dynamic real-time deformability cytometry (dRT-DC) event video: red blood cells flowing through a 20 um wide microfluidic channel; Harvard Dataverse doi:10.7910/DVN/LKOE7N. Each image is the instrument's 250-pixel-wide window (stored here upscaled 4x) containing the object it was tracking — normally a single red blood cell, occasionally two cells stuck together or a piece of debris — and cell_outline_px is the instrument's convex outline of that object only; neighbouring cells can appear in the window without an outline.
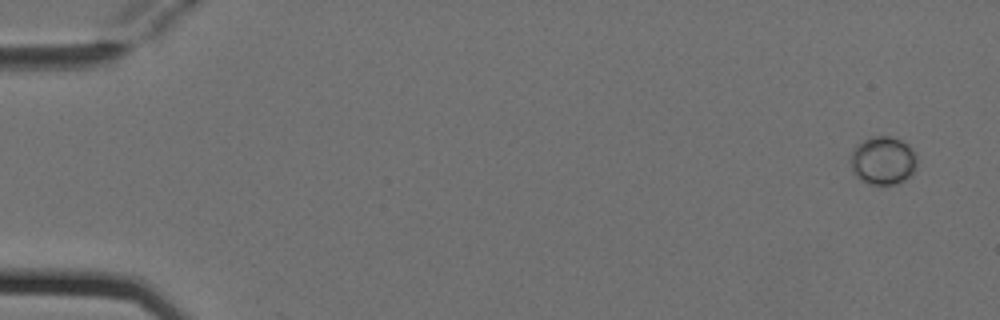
{"species": "Egyptian fruit bat (a non-hibernating species)", "species_latin": "Rousettus aegyptiacus", "temperature_condition": "cold", "stored_images_in_passage": 5, "camera_frame_rate_fps": 3000, "um_per_image_px": 0.085, "animal": {"sex": "female"}, "frame": {"image": 1, "passage_image": 1, "time_ms": 0.0, "image_size_px": [1000, 320], "cell_outline_px": [[916, 164], [912, 172], [904, 180], [896, 184], [868, 184], [860, 180], [852, 172], [852, 148], [856, 144], [872, 136], [888, 136], [900, 140], [908, 144], [916, 152]], "centroid_in_image_um": [75.04, 13.64], "position_along_channel_um": 10.0, "area_um2": 18.61}}
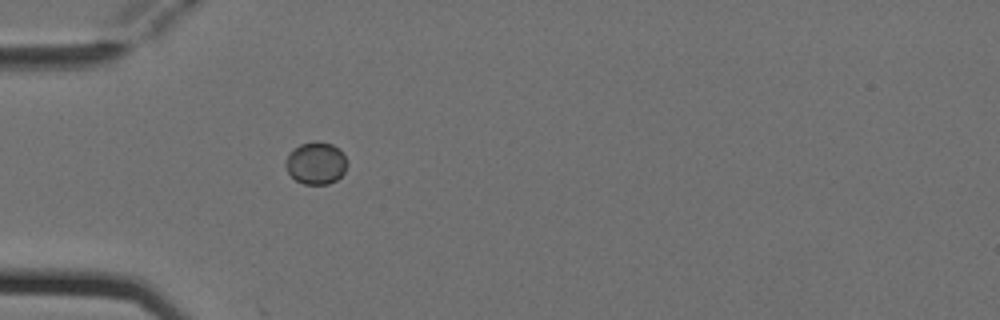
{"frame": {"image": 2, "passage_image": 5, "time_ms": 1.333, "image_size_px": [1000, 320], "cell_outline_px": [[348, 164], [344, 172], [336, 180], [328, 184], [304, 184], [296, 180], [288, 172], [284, 164], [284, 160], [300, 144], [316, 140], [332, 144], [344, 156]], "centroid_in_image_um": [26.85, 13.87], "position_along_channel_um": 58.2, "area_um2": 14.97}}